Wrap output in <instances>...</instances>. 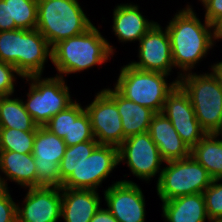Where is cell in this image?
<instances>
[{
	"label": "cell",
	"instance_id": "obj_1",
	"mask_svg": "<svg viewBox=\"0 0 222 222\" xmlns=\"http://www.w3.org/2000/svg\"><path fill=\"white\" fill-rule=\"evenodd\" d=\"M171 41V52L174 67L181 69L180 76L191 72L196 63L208 54L216 40L214 25L206 19L200 21L192 6L179 10L165 27ZM184 72V73H183Z\"/></svg>",
	"mask_w": 222,
	"mask_h": 222
},
{
	"label": "cell",
	"instance_id": "obj_2",
	"mask_svg": "<svg viewBox=\"0 0 222 222\" xmlns=\"http://www.w3.org/2000/svg\"><path fill=\"white\" fill-rule=\"evenodd\" d=\"M114 50L93 25L84 33L55 44L51 49V62L57 69L56 76L64 77L63 74H75L108 62Z\"/></svg>",
	"mask_w": 222,
	"mask_h": 222
},
{
	"label": "cell",
	"instance_id": "obj_3",
	"mask_svg": "<svg viewBox=\"0 0 222 222\" xmlns=\"http://www.w3.org/2000/svg\"><path fill=\"white\" fill-rule=\"evenodd\" d=\"M51 49L37 29L0 32V61L12 64L23 78L42 76Z\"/></svg>",
	"mask_w": 222,
	"mask_h": 222
},
{
	"label": "cell",
	"instance_id": "obj_4",
	"mask_svg": "<svg viewBox=\"0 0 222 222\" xmlns=\"http://www.w3.org/2000/svg\"><path fill=\"white\" fill-rule=\"evenodd\" d=\"M92 26L78 0H38L36 29L51 48L60 41L84 33Z\"/></svg>",
	"mask_w": 222,
	"mask_h": 222
},
{
	"label": "cell",
	"instance_id": "obj_5",
	"mask_svg": "<svg viewBox=\"0 0 222 222\" xmlns=\"http://www.w3.org/2000/svg\"><path fill=\"white\" fill-rule=\"evenodd\" d=\"M190 97L195 116L201 127L209 133L222 128V82L211 69L210 73H185L178 82Z\"/></svg>",
	"mask_w": 222,
	"mask_h": 222
},
{
	"label": "cell",
	"instance_id": "obj_6",
	"mask_svg": "<svg viewBox=\"0 0 222 222\" xmlns=\"http://www.w3.org/2000/svg\"><path fill=\"white\" fill-rule=\"evenodd\" d=\"M167 74L134 68L129 63L120 70L114 88L125 98L161 113L168 94L178 81L167 82ZM166 77V78H165Z\"/></svg>",
	"mask_w": 222,
	"mask_h": 222
},
{
	"label": "cell",
	"instance_id": "obj_7",
	"mask_svg": "<svg viewBox=\"0 0 222 222\" xmlns=\"http://www.w3.org/2000/svg\"><path fill=\"white\" fill-rule=\"evenodd\" d=\"M159 180L157 195L161 201L203 193L212 183L208 171L192 156L165 162Z\"/></svg>",
	"mask_w": 222,
	"mask_h": 222
},
{
	"label": "cell",
	"instance_id": "obj_8",
	"mask_svg": "<svg viewBox=\"0 0 222 222\" xmlns=\"http://www.w3.org/2000/svg\"><path fill=\"white\" fill-rule=\"evenodd\" d=\"M31 81L27 101H23L25 110L38 126H44L53 116L65 110L74 101L64 77L29 76Z\"/></svg>",
	"mask_w": 222,
	"mask_h": 222
},
{
	"label": "cell",
	"instance_id": "obj_9",
	"mask_svg": "<svg viewBox=\"0 0 222 222\" xmlns=\"http://www.w3.org/2000/svg\"><path fill=\"white\" fill-rule=\"evenodd\" d=\"M118 159L119 164L126 162L132 174L145 181H150L156 174H159V180L161 165L165 163L148 132L126 138L118 147Z\"/></svg>",
	"mask_w": 222,
	"mask_h": 222
},
{
	"label": "cell",
	"instance_id": "obj_10",
	"mask_svg": "<svg viewBox=\"0 0 222 222\" xmlns=\"http://www.w3.org/2000/svg\"><path fill=\"white\" fill-rule=\"evenodd\" d=\"M119 164L118 148L98 145L62 183L61 188L97 190Z\"/></svg>",
	"mask_w": 222,
	"mask_h": 222
},
{
	"label": "cell",
	"instance_id": "obj_11",
	"mask_svg": "<svg viewBox=\"0 0 222 222\" xmlns=\"http://www.w3.org/2000/svg\"><path fill=\"white\" fill-rule=\"evenodd\" d=\"M66 143L44 126H38L32 155L37 169V187H60L59 165Z\"/></svg>",
	"mask_w": 222,
	"mask_h": 222
},
{
	"label": "cell",
	"instance_id": "obj_12",
	"mask_svg": "<svg viewBox=\"0 0 222 222\" xmlns=\"http://www.w3.org/2000/svg\"><path fill=\"white\" fill-rule=\"evenodd\" d=\"M85 111L91 121L94 138L99 145L119 147L124 141L121 116L115 101L102 89Z\"/></svg>",
	"mask_w": 222,
	"mask_h": 222
},
{
	"label": "cell",
	"instance_id": "obj_13",
	"mask_svg": "<svg viewBox=\"0 0 222 222\" xmlns=\"http://www.w3.org/2000/svg\"><path fill=\"white\" fill-rule=\"evenodd\" d=\"M161 113L171 121L190 149L207 134L195 116L189 95L179 83L168 94Z\"/></svg>",
	"mask_w": 222,
	"mask_h": 222
},
{
	"label": "cell",
	"instance_id": "obj_14",
	"mask_svg": "<svg viewBox=\"0 0 222 222\" xmlns=\"http://www.w3.org/2000/svg\"><path fill=\"white\" fill-rule=\"evenodd\" d=\"M156 22L139 40L138 62H130L134 68L170 75L174 67L171 41L167 29Z\"/></svg>",
	"mask_w": 222,
	"mask_h": 222
},
{
	"label": "cell",
	"instance_id": "obj_15",
	"mask_svg": "<svg viewBox=\"0 0 222 222\" xmlns=\"http://www.w3.org/2000/svg\"><path fill=\"white\" fill-rule=\"evenodd\" d=\"M104 199L118 222H145V198L137 183L116 181L104 190Z\"/></svg>",
	"mask_w": 222,
	"mask_h": 222
},
{
	"label": "cell",
	"instance_id": "obj_16",
	"mask_svg": "<svg viewBox=\"0 0 222 222\" xmlns=\"http://www.w3.org/2000/svg\"><path fill=\"white\" fill-rule=\"evenodd\" d=\"M23 205L17 204V222H58L61 218V187L27 188Z\"/></svg>",
	"mask_w": 222,
	"mask_h": 222
},
{
	"label": "cell",
	"instance_id": "obj_17",
	"mask_svg": "<svg viewBox=\"0 0 222 222\" xmlns=\"http://www.w3.org/2000/svg\"><path fill=\"white\" fill-rule=\"evenodd\" d=\"M148 133L165 162L183 159L191 155V149L181 139L171 121L164 114L155 113L153 115Z\"/></svg>",
	"mask_w": 222,
	"mask_h": 222
},
{
	"label": "cell",
	"instance_id": "obj_18",
	"mask_svg": "<svg viewBox=\"0 0 222 222\" xmlns=\"http://www.w3.org/2000/svg\"><path fill=\"white\" fill-rule=\"evenodd\" d=\"M61 218L65 222H90L100 209L97 190L61 188Z\"/></svg>",
	"mask_w": 222,
	"mask_h": 222
},
{
	"label": "cell",
	"instance_id": "obj_19",
	"mask_svg": "<svg viewBox=\"0 0 222 222\" xmlns=\"http://www.w3.org/2000/svg\"><path fill=\"white\" fill-rule=\"evenodd\" d=\"M112 20L113 32L121 42L139 41L156 23L146 19L139 6L131 3L115 6Z\"/></svg>",
	"mask_w": 222,
	"mask_h": 222
},
{
	"label": "cell",
	"instance_id": "obj_20",
	"mask_svg": "<svg viewBox=\"0 0 222 222\" xmlns=\"http://www.w3.org/2000/svg\"><path fill=\"white\" fill-rule=\"evenodd\" d=\"M116 103L121 116L124 140L130 136L146 133L155 114L151 109L122 96L115 88L103 89Z\"/></svg>",
	"mask_w": 222,
	"mask_h": 222
},
{
	"label": "cell",
	"instance_id": "obj_21",
	"mask_svg": "<svg viewBox=\"0 0 222 222\" xmlns=\"http://www.w3.org/2000/svg\"><path fill=\"white\" fill-rule=\"evenodd\" d=\"M165 222H205L209 220L203 193L162 201Z\"/></svg>",
	"mask_w": 222,
	"mask_h": 222
},
{
	"label": "cell",
	"instance_id": "obj_22",
	"mask_svg": "<svg viewBox=\"0 0 222 222\" xmlns=\"http://www.w3.org/2000/svg\"><path fill=\"white\" fill-rule=\"evenodd\" d=\"M0 172L6 176V181L9 179L26 189L37 187V169L32 153L1 151Z\"/></svg>",
	"mask_w": 222,
	"mask_h": 222
},
{
	"label": "cell",
	"instance_id": "obj_23",
	"mask_svg": "<svg viewBox=\"0 0 222 222\" xmlns=\"http://www.w3.org/2000/svg\"><path fill=\"white\" fill-rule=\"evenodd\" d=\"M218 136L217 133L206 134L191 149V155L213 179H222V139Z\"/></svg>",
	"mask_w": 222,
	"mask_h": 222
},
{
	"label": "cell",
	"instance_id": "obj_24",
	"mask_svg": "<svg viewBox=\"0 0 222 222\" xmlns=\"http://www.w3.org/2000/svg\"><path fill=\"white\" fill-rule=\"evenodd\" d=\"M0 128L36 131L38 125L25 110L22 99L0 96Z\"/></svg>",
	"mask_w": 222,
	"mask_h": 222
},
{
	"label": "cell",
	"instance_id": "obj_25",
	"mask_svg": "<svg viewBox=\"0 0 222 222\" xmlns=\"http://www.w3.org/2000/svg\"><path fill=\"white\" fill-rule=\"evenodd\" d=\"M9 1L10 31L16 29H36L38 0Z\"/></svg>",
	"mask_w": 222,
	"mask_h": 222
},
{
	"label": "cell",
	"instance_id": "obj_26",
	"mask_svg": "<svg viewBox=\"0 0 222 222\" xmlns=\"http://www.w3.org/2000/svg\"><path fill=\"white\" fill-rule=\"evenodd\" d=\"M99 145L97 141L81 142L74 146H67L64 156L59 165L60 187L62 183L72 174L73 170L91 155Z\"/></svg>",
	"mask_w": 222,
	"mask_h": 222
},
{
	"label": "cell",
	"instance_id": "obj_27",
	"mask_svg": "<svg viewBox=\"0 0 222 222\" xmlns=\"http://www.w3.org/2000/svg\"><path fill=\"white\" fill-rule=\"evenodd\" d=\"M36 131L0 128V150L31 154Z\"/></svg>",
	"mask_w": 222,
	"mask_h": 222
},
{
	"label": "cell",
	"instance_id": "obj_28",
	"mask_svg": "<svg viewBox=\"0 0 222 222\" xmlns=\"http://www.w3.org/2000/svg\"><path fill=\"white\" fill-rule=\"evenodd\" d=\"M85 108L76 100L65 110L53 116L44 127L63 140H70L71 119H77Z\"/></svg>",
	"mask_w": 222,
	"mask_h": 222
},
{
	"label": "cell",
	"instance_id": "obj_29",
	"mask_svg": "<svg viewBox=\"0 0 222 222\" xmlns=\"http://www.w3.org/2000/svg\"><path fill=\"white\" fill-rule=\"evenodd\" d=\"M97 141L92 133L91 121L84 111L77 119H71L70 140H64L66 146H74L81 142Z\"/></svg>",
	"mask_w": 222,
	"mask_h": 222
},
{
	"label": "cell",
	"instance_id": "obj_30",
	"mask_svg": "<svg viewBox=\"0 0 222 222\" xmlns=\"http://www.w3.org/2000/svg\"><path fill=\"white\" fill-rule=\"evenodd\" d=\"M222 179H213L204 190L203 197L209 220L222 219ZM219 182V183H218Z\"/></svg>",
	"mask_w": 222,
	"mask_h": 222
},
{
	"label": "cell",
	"instance_id": "obj_31",
	"mask_svg": "<svg viewBox=\"0 0 222 222\" xmlns=\"http://www.w3.org/2000/svg\"><path fill=\"white\" fill-rule=\"evenodd\" d=\"M15 74L24 80L12 64L0 61V96H13L15 91L14 83L17 79Z\"/></svg>",
	"mask_w": 222,
	"mask_h": 222
},
{
	"label": "cell",
	"instance_id": "obj_32",
	"mask_svg": "<svg viewBox=\"0 0 222 222\" xmlns=\"http://www.w3.org/2000/svg\"><path fill=\"white\" fill-rule=\"evenodd\" d=\"M0 222H17V204L9 192L0 197Z\"/></svg>",
	"mask_w": 222,
	"mask_h": 222
},
{
	"label": "cell",
	"instance_id": "obj_33",
	"mask_svg": "<svg viewBox=\"0 0 222 222\" xmlns=\"http://www.w3.org/2000/svg\"><path fill=\"white\" fill-rule=\"evenodd\" d=\"M205 17L210 24L215 25L222 18V0H203Z\"/></svg>",
	"mask_w": 222,
	"mask_h": 222
},
{
	"label": "cell",
	"instance_id": "obj_34",
	"mask_svg": "<svg viewBox=\"0 0 222 222\" xmlns=\"http://www.w3.org/2000/svg\"><path fill=\"white\" fill-rule=\"evenodd\" d=\"M10 31L9 1L0 0V32Z\"/></svg>",
	"mask_w": 222,
	"mask_h": 222
},
{
	"label": "cell",
	"instance_id": "obj_35",
	"mask_svg": "<svg viewBox=\"0 0 222 222\" xmlns=\"http://www.w3.org/2000/svg\"><path fill=\"white\" fill-rule=\"evenodd\" d=\"M90 222H118L110 211L106 208H101L95 213Z\"/></svg>",
	"mask_w": 222,
	"mask_h": 222
},
{
	"label": "cell",
	"instance_id": "obj_36",
	"mask_svg": "<svg viewBox=\"0 0 222 222\" xmlns=\"http://www.w3.org/2000/svg\"><path fill=\"white\" fill-rule=\"evenodd\" d=\"M8 184L5 180V176L1 177L0 175V197L6 195L10 190L8 189Z\"/></svg>",
	"mask_w": 222,
	"mask_h": 222
},
{
	"label": "cell",
	"instance_id": "obj_37",
	"mask_svg": "<svg viewBox=\"0 0 222 222\" xmlns=\"http://www.w3.org/2000/svg\"><path fill=\"white\" fill-rule=\"evenodd\" d=\"M211 69L218 75L222 82V61L211 65Z\"/></svg>",
	"mask_w": 222,
	"mask_h": 222
},
{
	"label": "cell",
	"instance_id": "obj_38",
	"mask_svg": "<svg viewBox=\"0 0 222 222\" xmlns=\"http://www.w3.org/2000/svg\"><path fill=\"white\" fill-rule=\"evenodd\" d=\"M214 31L216 34V37L219 41V39H222V18L214 25Z\"/></svg>",
	"mask_w": 222,
	"mask_h": 222
},
{
	"label": "cell",
	"instance_id": "obj_39",
	"mask_svg": "<svg viewBox=\"0 0 222 222\" xmlns=\"http://www.w3.org/2000/svg\"><path fill=\"white\" fill-rule=\"evenodd\" d=\"M209 222H222V219H211Z\"/></svg>",
	"mask_w": 222,
	"mask_h": 222
},
{
	"label": "cell",
	"instance_id": "obj_40",
	"mask_svg": "<svg viewBox=\"0 0 222 222\" xmlns=\"http://www.w3.org/2000/svg\"><path fill=\"white\" fill-rule=\"evenodd\" d=\"M217 134L219 135V137L220 136L222 137V128H221V130Z\"/></svg>",
	"mask_w": 222,
	"mask_h": 222
}]
</instances>
